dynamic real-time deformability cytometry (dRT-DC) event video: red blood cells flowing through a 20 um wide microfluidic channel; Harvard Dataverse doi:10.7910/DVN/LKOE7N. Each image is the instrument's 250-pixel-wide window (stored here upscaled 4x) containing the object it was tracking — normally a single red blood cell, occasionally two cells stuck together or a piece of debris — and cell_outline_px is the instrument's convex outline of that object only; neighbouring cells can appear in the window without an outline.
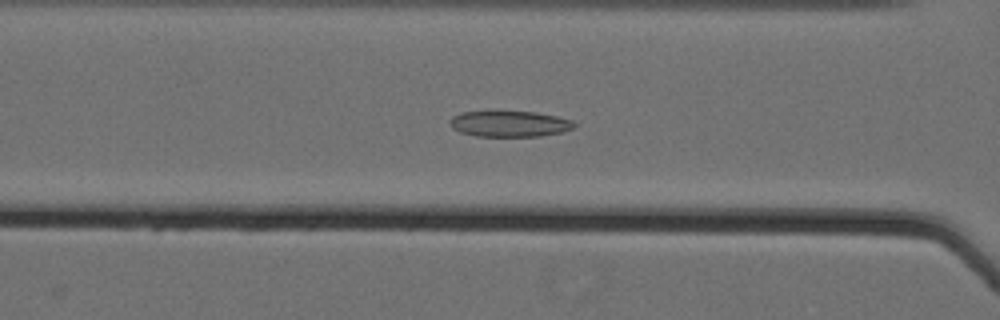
{"species": "Egyptian fruit bat (a non-hibernating species)", "species_latin": "Rousettus aegyptiacus", "temperature_condition": "cold", "stored_images_in_passage": 62, "camera_frame_rate_fps": 3000, "um_per_image_px": 0.085, "animal": {"sex": "female"}, "frame": {"image": 1, "passage_image": 30, "time_ms": 9.667, "image_size_px": [1000, 320], "cell_outline_px": [[576, 124], [572, 128], [560, 132], [540, 136], [476, 136], [460, 132], [452, 128], [448, 124], [452, 116], [460, 112], [536, 112], [556, 116], [572, 120]], "centroid_in_image_um": [43.27, 10.53], "position_along_channel_um": 123.3, "area_um2": 18.61}}
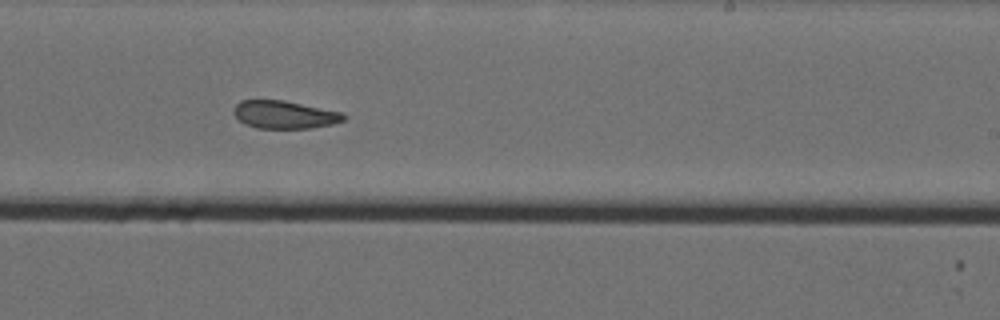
{"frame": {"image": 2, "passage_image": 42, "time_ms": 13.667, "image_size_px": [1000, 320], "cell_outline_px": [[344, 120], [332, 124], [308, 128], [256, 128], [244, 124], [232, 112], [236, 104], [240, 100], [284, 100], [344, 112]], "centroid_in_image_um": [24.17, 9.73], "position_along_channel_um": 264.8, "area_um2": 17.86}}
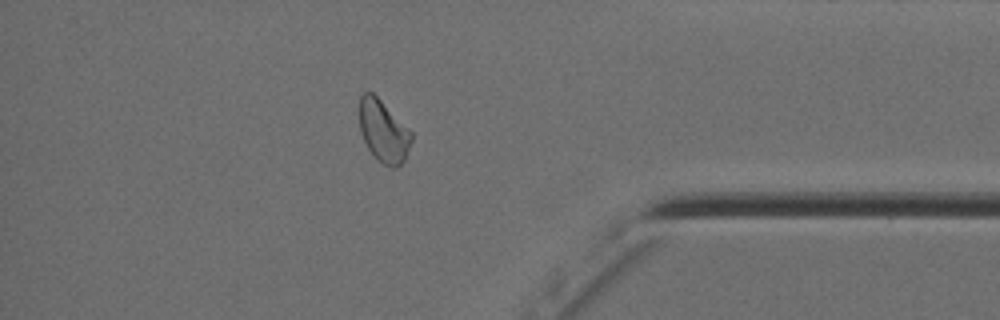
{"frame": {"image": 3, "passage_image": 55, "time_ms": 18.0, "image_size_px": [1000, 320], "cell_outline_px": [[412, 140], [404, 160], [396, 168], [392, 168], [376, 160], [368, 148], [360, 132], [360, 96], [364, 92], [372, 92], [412, 132]], "centroid_in_image_um": [32.59, 11.18], "position_along_channel_um": 402.6, "area_um2": 18.55}, "authors_computed_cell_mechanics": {"area_um2": 20.3456, "velocity_mm_per_s": 3.5385, "shape_relaxation_time_tau1_ms": null, "shape_relaxation_time_tau2_ms": 3.0674, "deformation_change_tau1": null, "deformation_change_tau2": 0.0944}}